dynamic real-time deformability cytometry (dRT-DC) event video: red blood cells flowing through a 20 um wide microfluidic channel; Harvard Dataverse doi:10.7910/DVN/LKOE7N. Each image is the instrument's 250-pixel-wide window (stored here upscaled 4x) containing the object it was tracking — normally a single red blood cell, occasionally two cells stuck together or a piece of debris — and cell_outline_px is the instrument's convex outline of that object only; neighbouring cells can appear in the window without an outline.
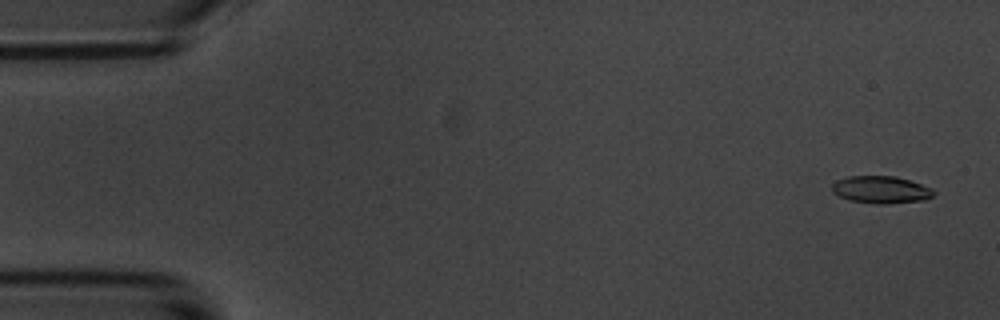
{"species": "common noctule bat (a hibernating species)", "species_latin": "Nyctalus noctula", "temperature_condition": "room temperature", "stored_images_in_passage": 57, "camera_frame_rate_fps": 3000, "um_per_image_px": 0.085, "animal": {"sex": "male", "body_mass_g": 20.1, "forearm_length_mm": 53.5}, "frame": {"image": 1, "passage_image": 3, "time_ms": 0.667, "image_size_px": [1000, 320], "cell_outline_px": [[936, 192], [932, 196], [924, 200], [888, 204], [876, 204], [852, 200], [840, 196], [832, 192], [832, 184], [836, 180], [848, 176], [896, 176], [932, 188]], "centroid_in_image_um": [74.89, 16.12], "position_along_channel_um": 10.1, "area_um2": 16.13}}
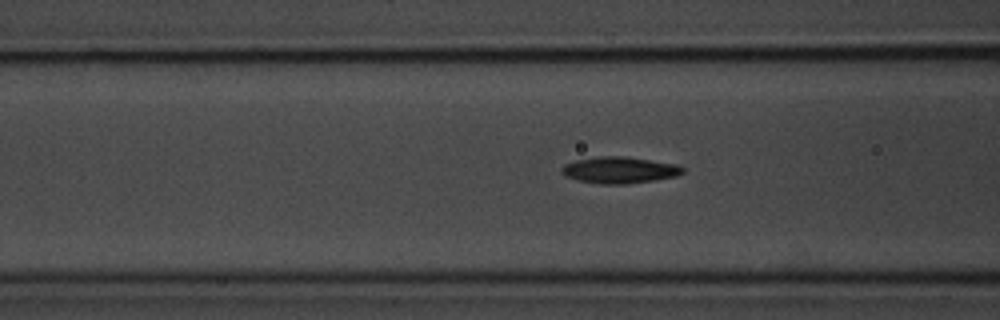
{"frame": {"image": 2, "passage_image": 22, "time_ms": 7.0, "image_size_px": [1000, 320], "cell_outline_px": [[684, 172], [676, 176], [628, 184], [600, 184], [576, 180], [564, 176], [560, 172], [560, 168], [564, 164], [576, 160], [600, 156], [628, 156], [676, 164], [684, 168]], "centroid_in_image_um": [52.61, 14.45], "position_along_channel_um": 114.0, "area_um2": 18.84}}
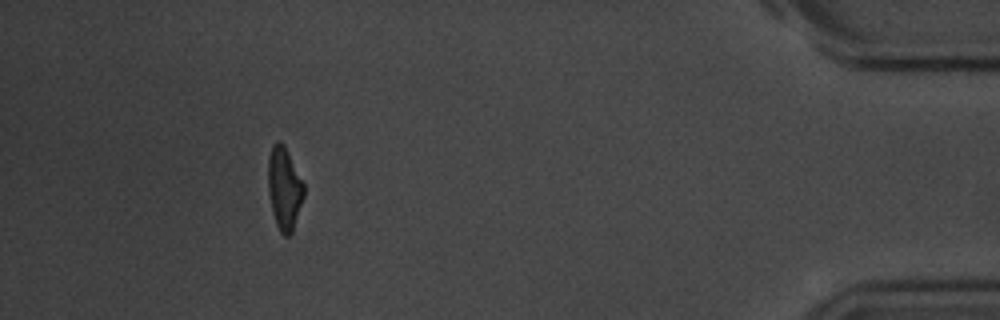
{"frame": {"image": 3, "passage_image": 52, "time_ms": 17.0, "image_size_px": [1000, 320], "cell_outline_px": [[304, 196], [292, 232], [288, 236], [284, 236], [280, 232], [276, 224], [272, 212], [268, 192], [268, 156], [272, 144], [276, 140], [280, 140], [284, 144], [304, 184]], "centroid_in_image_um": [24.15, 15.99], "position_along_channel_um": 411.1, "area_um2": 17.34}, "authors_computed_cell_mechanics": {"area_um2": 17.5134, "velocity_mm_per_s": 3.5641, "shape_relaxation_time_tau1_ms": 3.0569, "shape_relaxation_time_tau2_ms": 2.0265, "deformation_change_tau1": 0.1419, "deformation_change_tau2": 0.0834}}